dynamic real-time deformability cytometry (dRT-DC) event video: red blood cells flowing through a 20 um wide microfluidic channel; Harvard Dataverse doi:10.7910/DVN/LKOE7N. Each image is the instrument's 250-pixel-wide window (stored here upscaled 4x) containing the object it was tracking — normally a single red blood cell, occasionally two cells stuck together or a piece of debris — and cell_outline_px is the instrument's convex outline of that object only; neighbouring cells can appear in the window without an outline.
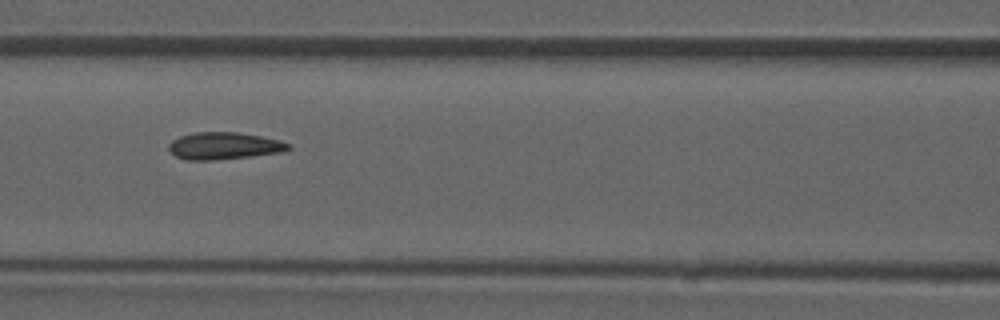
{"species": "common noctule bat (a hibernating species)", "species_latin": "Nyctalus noctula", "temperature_condition": "room temperature", "stored_images_in_passage": 53, "camera_frame_rate_fps": 3000, "um_per_image_px": 0.085, "animal": {"sex": "male", "forearm_length_mm": 52.5}, "frame": {"image": 1, "passage_image": 23, "time_ms": 7.333, "image_size_px": [1000, 320], "cell_outline_px": [[292, 148], [284, 152], [252, 156], [212, 160], [188, 160], [176, 156], [168, 148], [168, 144], [172, 140], [180, 136], [192, 132], [236, 132], [260, 136], [280, 140], [288, 144]], "centroid_in_image_um": [19.04, 12.39], "position_along_channel_um": 147.6, "area_um2": 18.9}, "authors_computed_cell_mechanics": {"area_um2": 18.9584, "velocity_mm_per_s": 3.8652, "shape_relaxation_time_tau1_ms": 11.3888, "shape_relaxation_time_tau2_ms": 1.8418, "deformation_change_tau1": 0.216, "deformation_change_tau2": 0.0657}}